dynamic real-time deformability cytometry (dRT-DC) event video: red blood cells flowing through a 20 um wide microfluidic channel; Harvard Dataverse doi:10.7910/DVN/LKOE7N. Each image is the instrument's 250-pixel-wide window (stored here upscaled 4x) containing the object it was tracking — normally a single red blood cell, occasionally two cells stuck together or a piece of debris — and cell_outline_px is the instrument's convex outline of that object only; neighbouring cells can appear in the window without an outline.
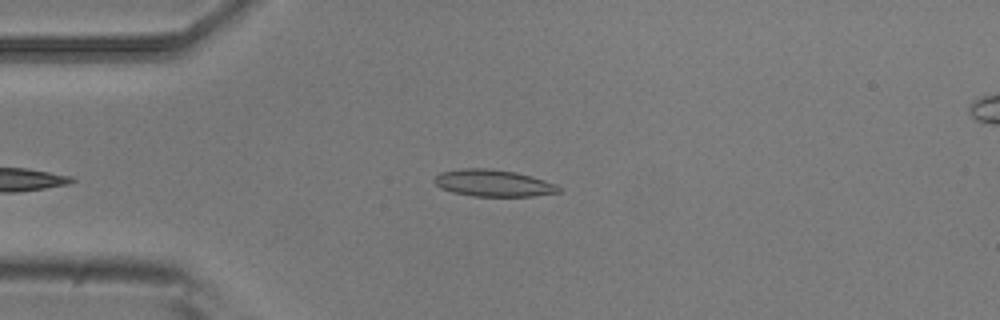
{"species": "common noctule bat (a hibernating species)", "species_latin": "Nyctalus noctula", "temperature_condition": "room temperature", "stored_images_in_passage": 6, "camera_frame_rate_fps": 3000, "um_per_image_px": 0.085, "animal": {"sex": "male", "body_mass_g": 20.5, "forearm_length_mm": 52.5}, "frame": {"image": 1, "passage_image": 6, "time_ms": 1.667, "image_size_px": [1000, 320], "cell_outline_px": [[560, 192], [532, 196], [472, 196], [452, 192], [440, 188], [432, 180], [440, 172], [460, 168], [492, 168], [516, 172], [532, 176], [556, 184], [560, 188]], "centroid_in_image_um": [41.9, 15.55], "position_along_channel_um": 43.1, "area_um2": 19.59}}